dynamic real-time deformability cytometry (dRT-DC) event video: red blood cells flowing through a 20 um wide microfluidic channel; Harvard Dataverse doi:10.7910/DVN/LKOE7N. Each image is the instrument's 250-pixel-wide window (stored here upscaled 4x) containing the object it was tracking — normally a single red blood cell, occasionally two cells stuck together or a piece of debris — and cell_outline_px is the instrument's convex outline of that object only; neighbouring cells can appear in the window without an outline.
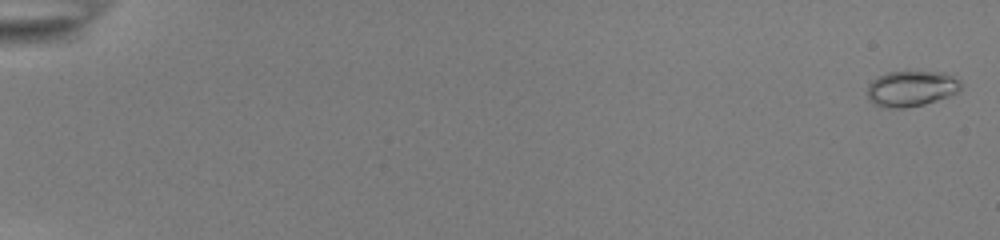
{"species": "common noctule bat (a hibernating species)", "species_latin": "Nyctalus noctula", "temperature_condition": "room temperature", "stored_images_in_passage": 55, "camera_frame_rate_fps": 3000, "um_per_image_px": 0.085, "animal": {"sex": "female", "body_mass_g": 22.0, "forearm_length_mm": 56.7}, "frame": {"image": 1, "passage_image": 2, "time_ms": 0.333, "image_size_px": [1000, 240], "cell_outline_px": [[960, 88], [956, 92], [948, 96], [924, 104], [904, 108], [880, 108], [868, 96], [868, 84], [872, 80], [888, 72], [928, 72], [948, 76], [960, 80]], "centroid_in_image_um": [77.39, 7.55], "position_along_channel_um": 7.6, "area_um2": 18.84}}
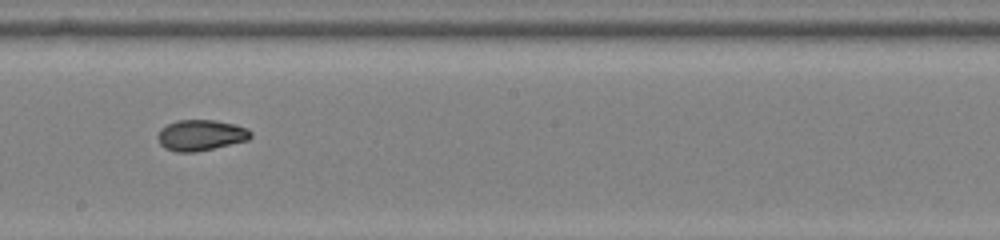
{"frame": {"image": 2, "passage_image": 34, "time_ms": 11.0, "image_size_px": [1000, 240], "cell_outline_px": [[252, 136], [248, 140], [196, 152], [176, 152], [164, 148], [160, 144], [156, 136], [160, 128], [168, 124], [180, 120], [216, 120], [236, 124], [248, 128], [252, 132]], "centroid_in_image_um": [17.07, 11.49], "position_along_channel_um": 231.1, "area_um2": 16.88}}
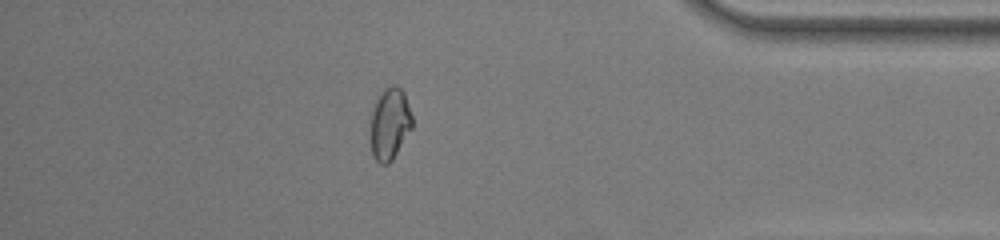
{"frame": {"image": 3, "passage_image": 49, "time_ms": 16.0, "image_size_px": [1000, 240], "cell_outline_px": [[412, 128], [392, 160], [388, 164], [380, 164], [372, 156], [372, 112], [376, 100], [380, 92], [384, 88], [392, 84], [396, 84], [404, 92], [412, 116]], "centroid_in_image_um": [33.15, 10.5], "position_along_channel_um": 402.1, "area_um2": 17.28}, "authors_computed_cell_mechanics": {"area_um2": 17.2822, "velocity_mm_per_s": 3.9019, "shape_relaxation_time_tau1_ms": 6.1438, "shape_relaxation_time_tau2_ms": 2.1438, "deformation_change_tau1": 0.1598, "deformation_change_tau2": 0.0563}}